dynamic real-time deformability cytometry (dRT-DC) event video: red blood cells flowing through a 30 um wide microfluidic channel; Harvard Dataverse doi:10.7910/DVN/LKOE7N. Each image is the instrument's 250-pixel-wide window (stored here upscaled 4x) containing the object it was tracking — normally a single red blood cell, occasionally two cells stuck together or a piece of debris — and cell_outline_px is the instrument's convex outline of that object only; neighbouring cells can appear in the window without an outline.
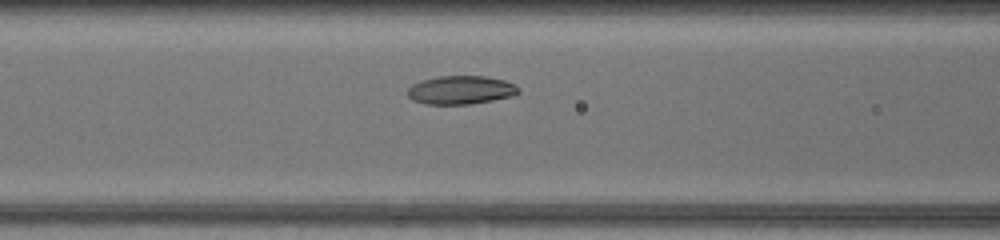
{"species": "common noctule bat (a hibernating species)", "species_latin": "Nyctalus noctula", "temperature_condition": "warm", "stored_images_in_passage": 27, "camera_frame_rate_fps": 3000, "um_per_image_px": 0.085, "animal": {"sex": "female", "body_mass_g": 17.0, "forearm_length_mm": 48.0}, "frame": {"image": 1, "passage_image": 5, "time_ms": 1.333, "image_size_px": [1000, 240], "cell_outline_px": [[520, 92], [512, 96], [492, 100], [468, 104], [424, 104], [412, 100], [408, 96], [408, 88], [412, 84], [420, 80], [436, 76], [484, 76], [504, 80], [520, 88]], "centroid_in_image_um": [39.13, 7.64], "position_along_channel_um": 127.5, "area_um2": 18.44}}
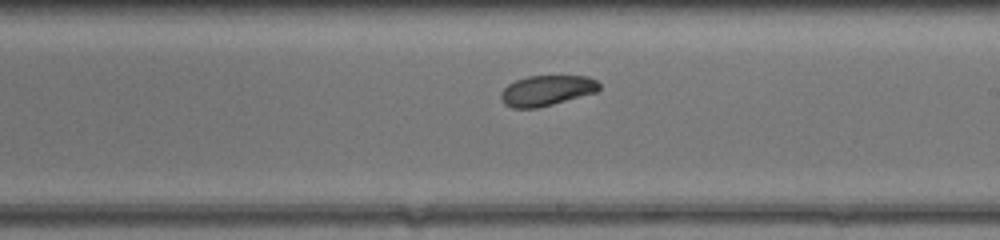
{"frame": {"image": 2, "passage_image": 13, "time_ms": 4.0, "image_size_px": [1000, 240], "cell_outline_px": [[600, 88], [596, 92], [552, 104], [536, 108], [512, 108], [504, 104], [500, 96], [500, 92], [508, 84], [516, 80], [528, 76], [588, 76], [596, 80], [600, 84]], "centroid_in_image_um": [46.45, 7.69], "position_along_channel_um": 242.5, "area_um2": 17.34}}
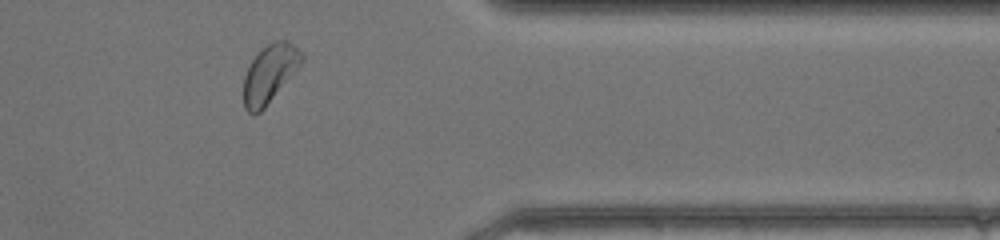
{"frame": {"image": 3, "passage_image": 24, "time_ms": 7.667, "image_size_px": [1000, 240], "cell_outline_px": [[304, 60], [264, 108], [260, 112], [252, 116], [244, 108], [244, 76], [252, 60], [268, 44], [276, 40], [288, 40], [304, 56]], "centroid_in_image_um": [22.91, 6.28], "position_along_channel_um": 388.5, "area_um2": 19.13}, "authors_computed_cell_mechanics": {"area_um2": 17.918, "velocity_mm_per_s": 4.3286, "shape_relaxation_time_tau1_ms": 6.2632, "shape_relaxation_time_tau2_ms": null, "deformation_change_tau1": 0.1135, "deformation_change_tau2": null}}